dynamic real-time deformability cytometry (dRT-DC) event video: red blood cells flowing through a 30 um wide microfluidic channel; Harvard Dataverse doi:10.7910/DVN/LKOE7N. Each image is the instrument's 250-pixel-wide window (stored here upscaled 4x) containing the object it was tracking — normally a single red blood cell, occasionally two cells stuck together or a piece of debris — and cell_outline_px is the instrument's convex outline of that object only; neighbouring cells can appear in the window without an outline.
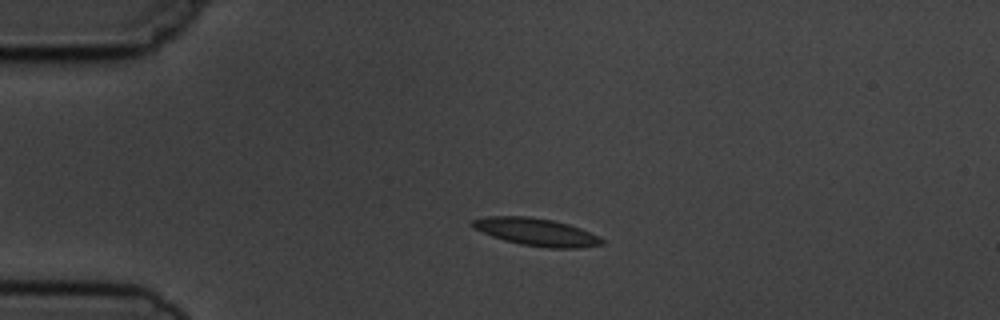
{"species": "common noctule bat (a hibernating species)", "species_latin": "Nyctalus noctula", "temperature_condition": "cold", "stored_images_in_passage": 3, "camera_frame_rate_fps": 3000, "um_per_image_px": 0.085, "animal": {"sex": "male", "body_mass_g": 19.5, "forearm_length_mm": 54.6}, "frame": {"image": 1, "passage_image": 2, "time_ms": 1.333, "image_size_px": [1000, 320], "cell_outline_px": [[604, 244], [580, 248], [544, 248], [520, 244], [504, 240], [492, 236], [472, 228], [468, 224], [472, 220], [488, 216], [528, 216], [552, 220], [568, 224], [580, 228], [604, 240]], "centroid_in_image_um": [45.54, 19.72], "position_along_channel_um": 39.5, "area_um2": 20.81}}